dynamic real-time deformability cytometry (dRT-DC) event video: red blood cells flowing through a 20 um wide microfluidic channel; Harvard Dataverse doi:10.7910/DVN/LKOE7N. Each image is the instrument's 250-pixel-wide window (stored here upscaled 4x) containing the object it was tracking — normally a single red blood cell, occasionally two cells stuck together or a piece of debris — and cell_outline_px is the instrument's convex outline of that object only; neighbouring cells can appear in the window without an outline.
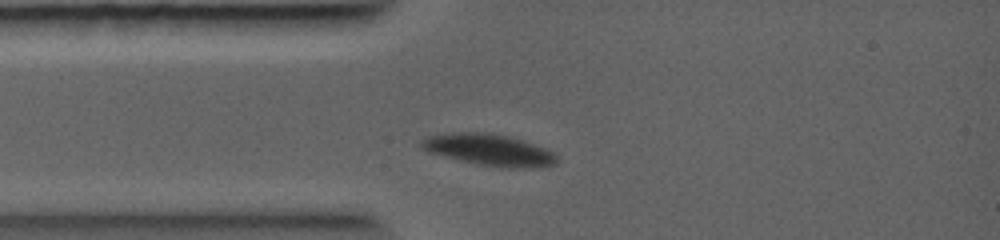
{"species": "common noctule bat (a hibernating species)", "species_latin": "Nyctalus noctula", "temperature_condition": "warm", "stored_images_in_passage": 1, "camera_frame_rate_fps": 5000, "um_per_image_px": 0.085, "animal": {"sex": "female", "body_mass_g": 19.0, "forearm_length_mm": 56.7}, "frame": {"image": 1, "passage_image": 1, "time_ms": 0.0, "image_size_px": [1000, 240], "cell_outline_px": [[556, 164], [540, 168], [500, 168], [460, 160], [432, 152], [420, 148], [420, 140], [428, 136], [452, 132], [492, 132], [508, 136], [544, 148], [552, 152], [556, 156]], "centroid_in_image_um": [41.58, 12.74], "position_along_channel_um": 43.4, "area_um2": 24.8}}